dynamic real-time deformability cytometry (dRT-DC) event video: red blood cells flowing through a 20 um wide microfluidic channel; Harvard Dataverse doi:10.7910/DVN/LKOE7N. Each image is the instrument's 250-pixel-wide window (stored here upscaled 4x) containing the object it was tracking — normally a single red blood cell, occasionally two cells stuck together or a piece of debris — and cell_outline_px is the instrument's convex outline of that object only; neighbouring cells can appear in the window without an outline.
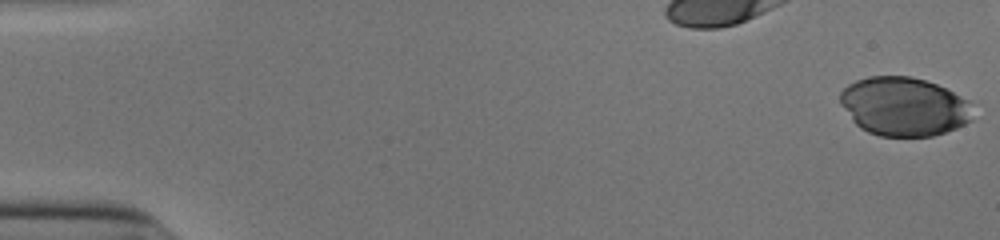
{"species": "human", "species_latin": "Homo sapiens", "temperature_condition": "cold", "stored_images_in_passage": 18, "camera_frame_rate_fps": 3000, "um_per_image_px": 0.085, "donor": {"sex": "male"}, "frame": {"image": 1, "passage_image": 1, "time_ms": 0.0, "image_size_px": [1000, 240], "cell_outline_px": [[972, 120], [956, 128], [932, 136], [880, 136], [868, 132], [860, 128], [852, 120], [840, 104], [840, 92], [848, 84], [856, 80], [868, 76], [912, 76], [936, 84], [968, 100]], "centroid_in_image_um": [76.79, 9.05], "position_along_channel_um": 8.2, "area_um2": 45.26}}
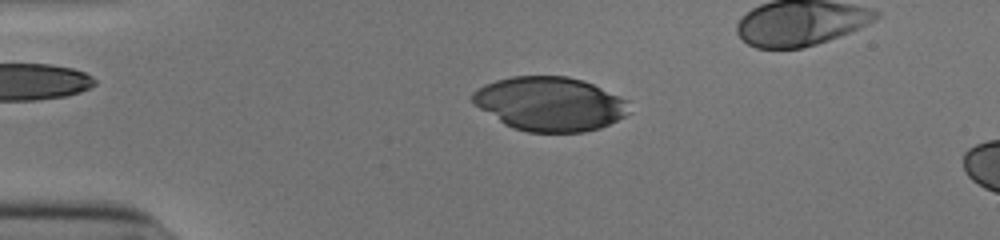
{"frame": {"image": 2, "passage_image": 13, "time_ms": 4.0, "image_size_px": [1000, 240], "cell_outline_px": [[632, 112], [600, 128], [584, 132], [528, 132], [512, 128], [504, 124], [472, 104], [472, 92], [476, 88], [484, 84], [496, 80], [512, 76], [568, 76], [584, 80], [620, 96], [628, 100]], "centroid_in_image_um": [46.73, 8.82], "position_along_channel_um": 38.3, "area_um2": 49.77}}